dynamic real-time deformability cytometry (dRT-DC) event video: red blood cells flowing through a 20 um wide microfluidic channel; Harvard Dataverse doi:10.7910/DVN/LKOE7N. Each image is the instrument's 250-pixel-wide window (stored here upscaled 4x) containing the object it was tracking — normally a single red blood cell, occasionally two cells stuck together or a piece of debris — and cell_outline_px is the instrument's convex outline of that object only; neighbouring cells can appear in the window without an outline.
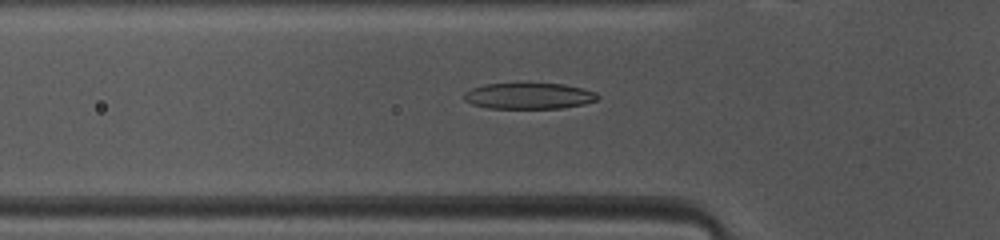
{"species": "common noctule bat (a hibernating species)", "species_latin": "Nyctalus noctula", "temperature_condition": "warm", "stored_images_in_passage": 46, "camera_frame_rate_fps": 3000, "um_per_image_px": 0.085, "animal": {"sex": "female", "body_mass_g": 10.0, "forearm_length_mm": 53.1}, "frame": {"image": 1, "passage_image": 13, "time_ms": 4.0, "image_size_px": [1000, 240], "cell_outline_px": [[600, 96], [596, 100], [584, 104], [560, 108], [488, 108], [472, 104], [464, 100], [464, 92], [472, 88], [484, 84], [564, 84], [596, 92]], "centroid_in_image_um": [44.94, 8.16], "position_along_channel_um": 80.9, "area_um2": 20.11}}
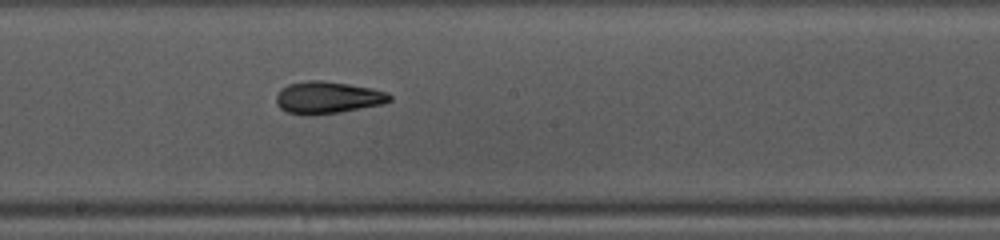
{"frame": {"image": 2, "passage_image": 23, "time_ms": 7.333, "image_size_px": [1000, 240], "cell_outline_px": [[392, 100], [380, 104], [340, 112], [312, 116], [288, 112], [280, 108], [276, 104], [276, 96], [280, 88], [288, 84], [308, 80], [320, 80], [348, 84], [372, 88], [388, 92], [392, 96]], "centroid_in_image_um": [27.82, 8.29], "position_along_channel_um": 220.4, "area_um2": 21.27}}
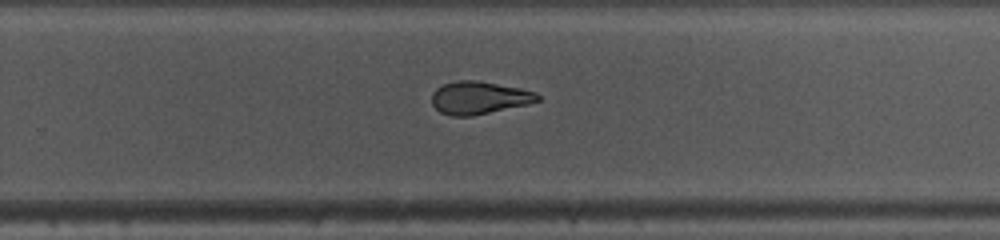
{"frame": {"image": 3, "passage_image": 28, "time_ms": 9.0, "image_size_px": [1000, 240], "cell_outline_px": [[540, 100], [528, 104], [472, 116], [452, 116], [440, 112], [432, 104], [432, 92], [436, 88], [444, 84], [456, 80], [476, 80], [520, 88], [536, 92], [540, 96]], "centroid_in_image_um": [40.71, 8.31], "position_along_channel_um": 289.1, "area_um2": 20.17}, "authors_computed_cell_mechanics": {"area_um2": 21.2993, "velocity_mm_per_s": 4.1428, "shape_relaxation_time_tau1_ms": 5.8153, "shape_relaxation_time_tau2_ms": 2.1706, "deformation_change_tau1": 0.2153, "deformation_change_tau2": 0.1003}}